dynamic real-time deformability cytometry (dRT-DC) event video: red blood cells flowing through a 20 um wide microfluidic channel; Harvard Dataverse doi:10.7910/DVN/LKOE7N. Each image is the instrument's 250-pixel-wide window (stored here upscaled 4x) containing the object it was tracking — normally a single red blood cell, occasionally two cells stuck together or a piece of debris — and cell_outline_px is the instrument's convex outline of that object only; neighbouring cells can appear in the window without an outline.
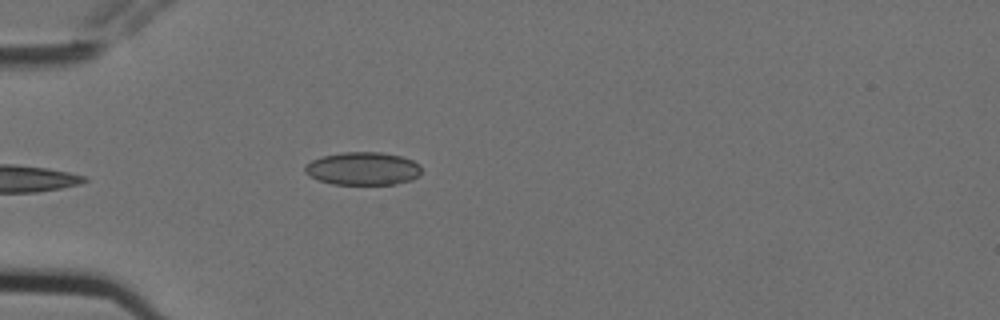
{"species": "Egyptian fruit bat (a non-hibernating species)", "species_latin": "Rousettus aegyptiacus", "temperature_condition": "cold", "stored_images_in_passage": 5, "camera_frame_rate_fps": 3000, "um_per_image_px": 0.085, "animal": {"sex": "female"}, "frame": {"image": 1, "passage_image": 5, "time_ms": 1.333, "image_size_px": [1000, 320], "cell_outline_px": [[420, 176], [412, 180], [396, 184], [332, 184], [308, 176], [304, 172], [304, 164], [312, 160], [324, 156], [344, 152], [380, 152], [400, 156], [412, 160], [420, 164]], "centroid_in_image_um": [30.84, 14.33], "position_along_channel_um": 54.2, "area_um2": 22.48}}